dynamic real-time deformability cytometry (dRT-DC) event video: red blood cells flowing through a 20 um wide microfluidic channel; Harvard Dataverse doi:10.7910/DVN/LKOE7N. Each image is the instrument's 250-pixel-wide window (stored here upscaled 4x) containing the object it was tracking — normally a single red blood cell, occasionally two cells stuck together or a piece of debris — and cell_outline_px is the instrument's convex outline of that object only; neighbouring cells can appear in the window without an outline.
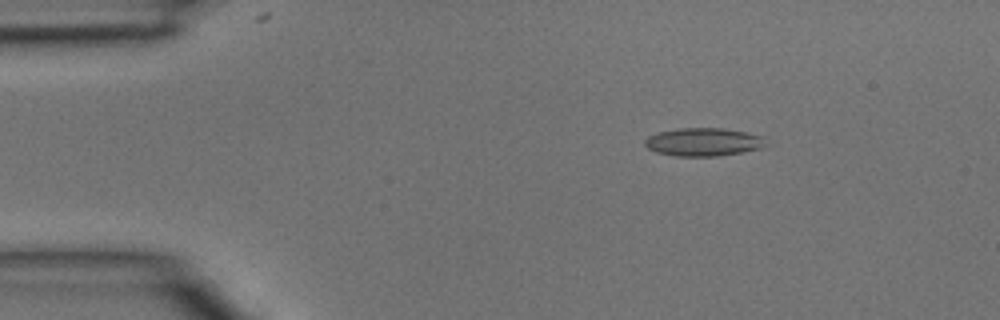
{"species": "common noctule bat (a hibernating species)", "species_latin": "Nyctalus noctula", "temperature_condition": "room temperature", "stored_images_in_passage": 4, "camera_frame_rate_fps": 3000, "um_per_image_px": 0.085, "animal": {"sex": "male", "body_mass_g": 15.6}, "frame": {"image": 1, "passage_image": 2, "time_ms": 0.333, "image_size_px": [1000, 320], "cell_outline_px": [[768, 144], [764, 148], [716, 156], [676, 156], [656, 152], [648, 148], [644, 144], [644, 140], [648, 136], [660, 132], [680, 128], [724, 128], [748, 132], [768, 136]], "centroid_in_image_um": [59.89, 12.06], "position_along_channel_um": 25.1, "area_um2": 20.17}}
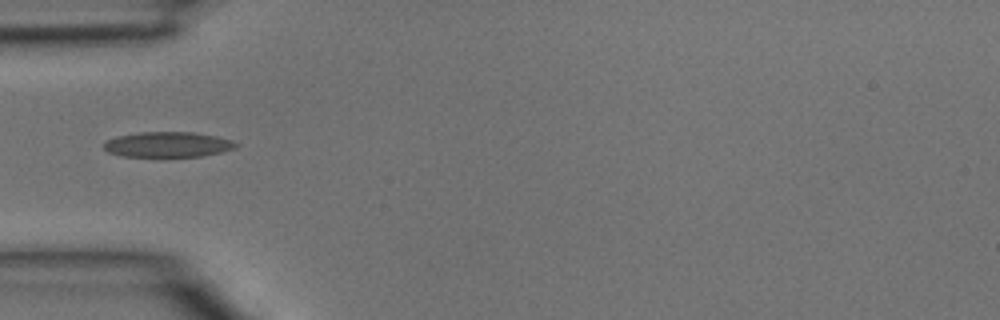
{"frame": {"image": 2, "passage_image": 4, "time_ms": 1.0, "image_size_px": [1000, 320], "cell_outline_px": [[240, 144], [236, 148], [220, 152], [200, 156], [120, 156], [108, 152], [104, 148], [104, 144], [108, 140], [116, 136], [136, 132], [192, 132], [216, 136], [232, 140]], "centroid_in_image_um": [14.27, 12.27], "position_along_channel_um": 70.7, "area_um2": 19.42}}